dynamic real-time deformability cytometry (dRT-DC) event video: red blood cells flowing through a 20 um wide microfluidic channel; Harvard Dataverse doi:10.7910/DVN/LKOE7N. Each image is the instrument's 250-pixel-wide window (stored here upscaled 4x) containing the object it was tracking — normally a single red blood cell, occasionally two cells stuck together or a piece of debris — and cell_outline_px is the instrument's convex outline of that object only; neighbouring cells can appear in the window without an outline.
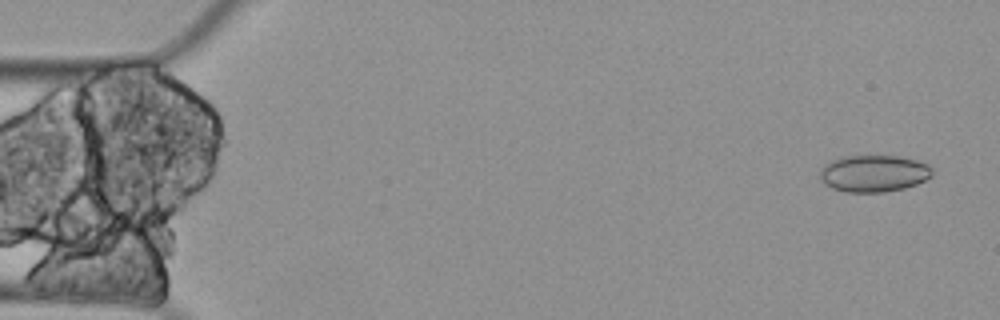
{"species": "Egyptian fruit bat (a non-hibernating species)", "species_latin": "Rousettus aegyptiacus", "temperature_condition": "cold", "stored_images_in_passage": 5, "camera_frame_rate_fps": 3000, "um_per_image_px": 0.085, "animal": {"sex": "female"}, "frame": {"image": 1, "passage_image": 1, "time_ms": 0.0, "image_size_px": [1000, 320], "cell_outline_px": [[932, 176], [916, 184], [904, 188], [884, 192], [844, 192], [832, 188], [824, 184], [820, 180], [820, 168], [824, 164], [840, 156], [900, 156], [916, 160], [928, 164], [932, 168]], "centroid_in_image_um": [74.24, 14.74], "position_along_channel_um": 10.8, "area_um2": 24.33}}
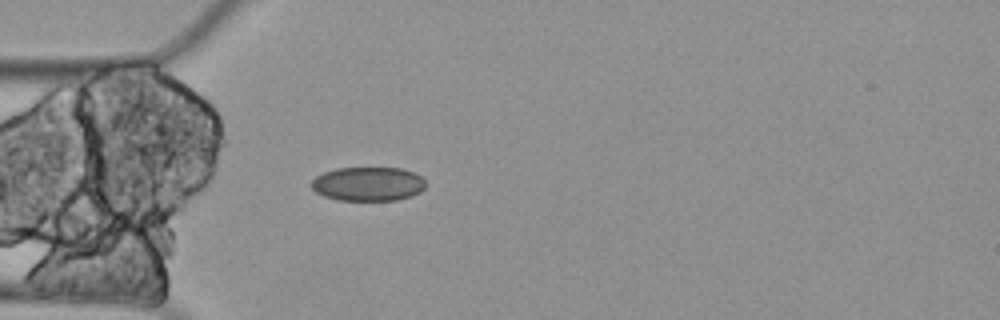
{"frame": {"image": 2, "passage_image": 5, "time_ms": 1.333, "image_size_px": [1000, 320], "cell_outline_px": [[424, 188], [420, 192], [412, 196], [396, 200], [336, 200], [324, 196], [316, 192], [308, 184], [316, 176], [324, 172], [336, 168], [400, 168], [412, 172], [420, 176], [424, 180]], "centroid_in_image_um": [31.25, 15.64], "position_along_channel_um": 53.8, "area_um2": 22.72}}